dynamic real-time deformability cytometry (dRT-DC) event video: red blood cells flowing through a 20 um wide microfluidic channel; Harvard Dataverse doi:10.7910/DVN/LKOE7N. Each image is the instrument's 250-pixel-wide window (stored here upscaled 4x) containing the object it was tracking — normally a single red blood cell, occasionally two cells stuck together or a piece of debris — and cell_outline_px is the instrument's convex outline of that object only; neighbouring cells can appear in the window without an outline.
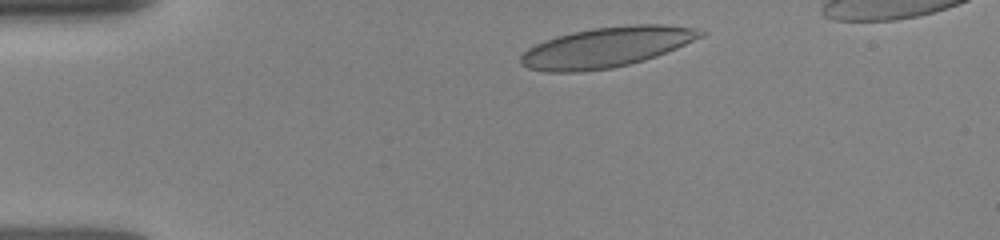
{"species": "human", "species_latin": "Homo sapiens", "temperature_condition": "room temperature", "stored_images_in_passage": 2, "camera_frame_rate_fps": 3000, "um_per_image_px": 0.085, "donor": {"sex": "female"}, "frame": {"image": 1, "passage_image": 1, "time_ms": 0.0, "image_size_px": [1000, 240], "cell_outline_px": [[708, 32], [704, 36], [676, 48], [656, 56], [644, 60], [612, 68], [580, 72], [544, 72], [528, 68], [520, 64], [520, 56], [528, 48], [544, 40], [556, 36], [572, 32], [592, 28], [628, 24], [660, 24], [696, 28]], "centroid_in_image_um": [51.54, 4.01], "position_along_channel_um": 33.5, "area_um2": 42.31}}